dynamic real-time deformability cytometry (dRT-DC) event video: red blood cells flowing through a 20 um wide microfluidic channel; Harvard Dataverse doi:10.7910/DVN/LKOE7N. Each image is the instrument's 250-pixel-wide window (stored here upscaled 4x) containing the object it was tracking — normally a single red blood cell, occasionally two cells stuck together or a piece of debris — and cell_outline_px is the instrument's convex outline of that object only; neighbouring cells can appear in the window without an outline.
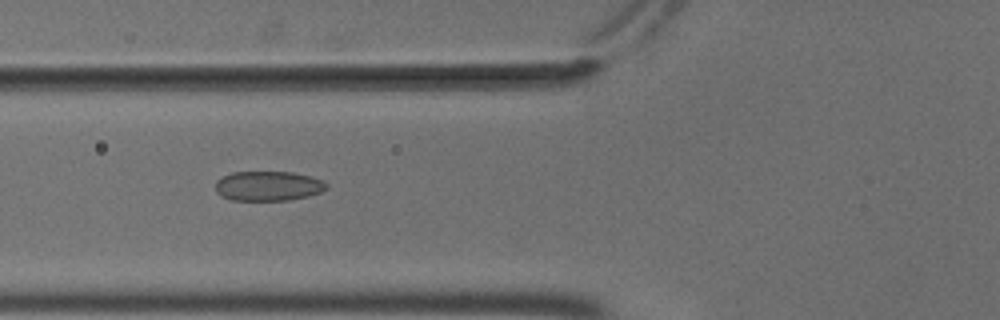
{"species": "common noctule bat (a hibernating species)", "species_latin": "Nyctalus noctula", "temperature_condition": "cold", "stored_images_in_passage": 39, "camera_frame_rate_fps": 3000, "um_per_image_px": 0.085, "animal": {"sex": "male", "body_mass_g": 18.8}, "frame": {"image": 1, "passage_image": 6, "time_ms": 1.667, "image_size_px": [1000, 320], "cell_outline_px": [[328, 188], [320, 192], [308, 196], [288, 200], [232, 200], [216, 192], [216, 180], [220, 176], [232, 172], [292, 172], [312, 176], [324, 180], [328, 184]], "centroid_in_image_um": [22.82, 15.79], "position_along_channel_um": 103.0, "area_um2": 19.36}}
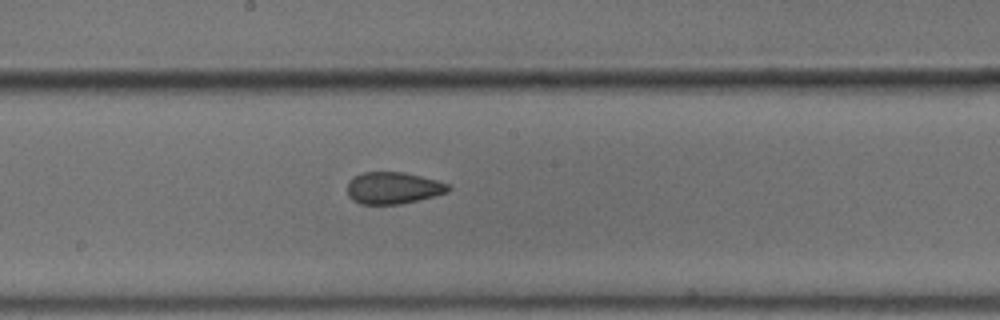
{"frame": {"image": 2, "passage_image": 15, "time_ms": 4.667, "image_size_px": [1000, 320], "cell_outline_px": [[452, 188], [448, 192], [400, 204], [360, 204], [352, 200], [348, 196], [348, 180], [352, 176], [364, 172], [404, 172], [436, 180], [448, 184]], "centroid_in_image_um": [33.38, 15.97], "position_along_channel_um": 214.8, "area_um2": 18.73}}
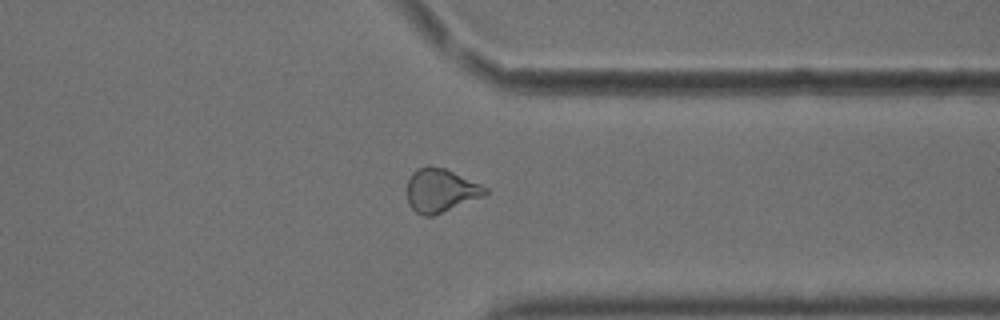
{"frame": {"image": 3, "passage_image": 28, "time_ms": 9.0, "image_size_px": [1000, 320], "cell_outline_px": [[488, 192], [484, 196], [432, 216], [424, 216], [416, 212], [408, 204], [408, 180], [412, 172], [416, 168], [428, 164], [444, 168], [480, 184], [488, 188]], "centroid_in_image_um": [37.44, 16.17], "position_along_channel_um": 374.0, "area_um2": 19.77}, "authors_computed_cell_mechanics": {"area_um2": 19.2474, "velocity_mm_per_s": 3.7015, "shape_relaxation_time_tau1_ms": null, "shape_relaxation_time_tau2_ms": 1.4008, "deformation_change_tau1": null, "deformation_change_tau2": 0.0777}}